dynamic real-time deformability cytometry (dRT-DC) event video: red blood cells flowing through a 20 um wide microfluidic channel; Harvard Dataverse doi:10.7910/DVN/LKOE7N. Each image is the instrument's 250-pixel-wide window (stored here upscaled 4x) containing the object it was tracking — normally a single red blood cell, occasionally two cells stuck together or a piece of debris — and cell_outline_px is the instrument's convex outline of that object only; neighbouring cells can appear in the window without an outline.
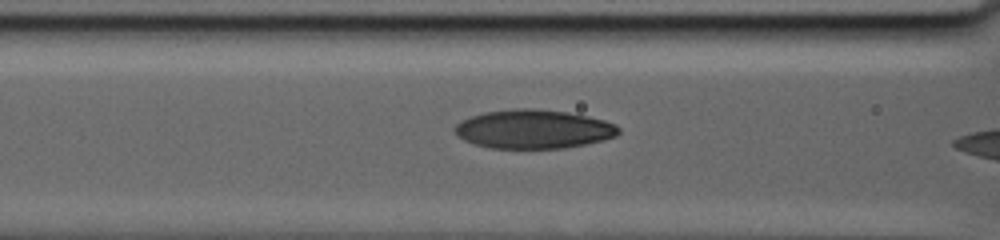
{"species": "human", "species_latin": "Homo sapiens", "temperature_condition": "warm", "stored_images_in_passage": 47, "camera_frame_rate_fps": 3000, "um_per_image_px": 0.085, "donor": {"sex": "male"}, "frame": {"image": 1, "passage_image": 43, "time_ms": 9.667, "image_size_px": [1000, 240], "cell_outline_px": [[620, 132], [616, 136], [604, 140], [564, 148], [488, 148], [464, 140], [456, 136], [452, 132], [452, 128], [460, 120], [484, 112], [512, 108], [532, 108], [568, 112], [588, 116], [604, 120], [616, 124], [620, 128]], "centroid_in_image_um": [45.32, 10.97], "position_along_channel_um": 121.3, "area_um2": 37.45}}